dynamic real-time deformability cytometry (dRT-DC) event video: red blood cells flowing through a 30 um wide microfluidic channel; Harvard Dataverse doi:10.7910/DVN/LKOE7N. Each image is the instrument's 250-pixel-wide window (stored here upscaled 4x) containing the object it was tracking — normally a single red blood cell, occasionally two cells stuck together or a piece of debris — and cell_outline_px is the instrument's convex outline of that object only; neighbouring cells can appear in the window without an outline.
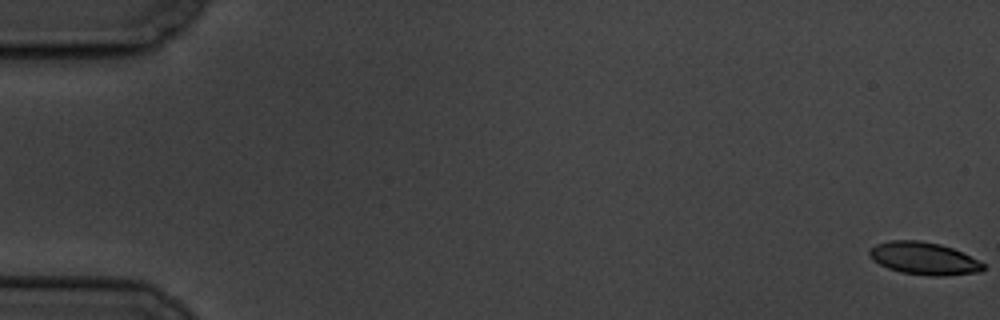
{"species": "common noctule bat (a hibernating species)", "species_latin": "Nyctalus noctula", "temperature_condition": "cold", "stored_images_in_passage": 7, "camera_frame_rate_fps": 3000, "um_per_image_px": 0.085, "animal": {"sex": "male", "body_mass_g": 19.5, "forearm_length_mm": 54.6}, "frame": {"image": 1, "passage_image": 1, "time_ms": 0.0, "image_size_px": [1000, 320], "cell_outline_px": [[984, 268], [980, 272], [944, 276], [932, 276], [900, 272], [888, 268], [872, 260], [868, 252], [868, 248], [876, 244], [888, 240], [920, 240], [940, 244], [952, 248], [984, 264]], "centroid_in_image_um": [78.47, 21.96], "position_along_channel_um": 6.5, "area_um2": 21.5}}